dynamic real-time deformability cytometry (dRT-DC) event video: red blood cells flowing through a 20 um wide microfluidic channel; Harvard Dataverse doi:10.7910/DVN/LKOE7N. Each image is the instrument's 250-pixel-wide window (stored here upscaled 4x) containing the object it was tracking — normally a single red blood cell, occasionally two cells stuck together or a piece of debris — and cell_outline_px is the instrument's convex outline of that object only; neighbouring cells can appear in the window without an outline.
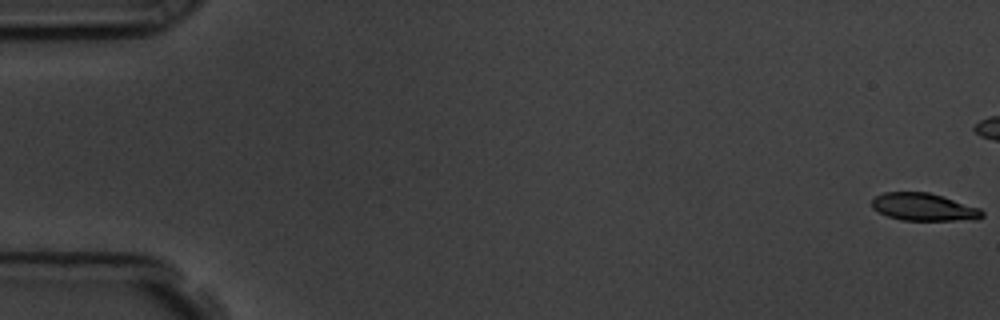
{"species": "common noctule bat (a hibernating species)", "species_latin": "Nyctalus noctula", "temperature_condition": "room temperature", "stored_images_in_passage": 46, "camera_frame_rate_fps": 3000, "um_per_image_px": 0.085, "animal": {"sex": "male", "body_mass_g": 19.5, "forearm_length_mm": 54.6}, "frame": {"image": 1, "passage_image": 1, "time_ms": 0.0, "image_size_px": [1000, 320], "cell_outline_px": [[984, 216], [976, 220], [900, 220], [888, 216], [872, 208], [872, 200], [876, 196], [884, 192], [928, 192], [980, 208], [984, 212]], "centroid_in_image_um": [78.54, 17.6], "position_along_channel_um": 6.5, "area_um2": 17.63}}
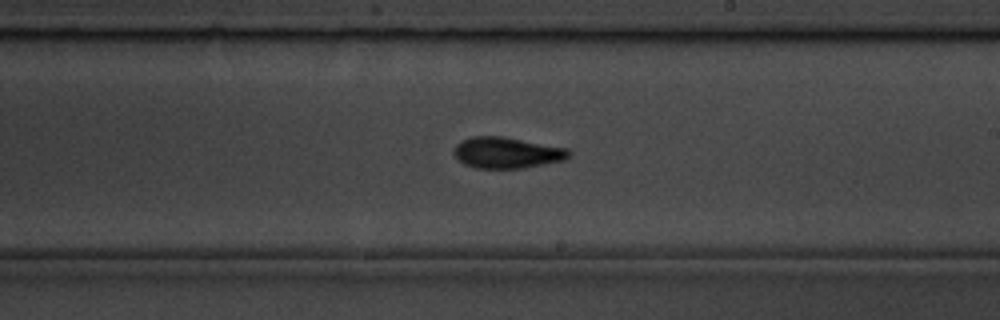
{"frame": {"image": 2, "passage_image": 34, "time_ms": 11.0, "image_size_px": [1000, 320], "cell_outline_px": [[572, 152], [564, 160], [524, 168], [476, 168], [464, 164], [452, 152], [456, 144], [460, 140], [472, 136], [504, 136], [568, 148]], "centroid_in_image_um": [43.07, 12.97], "position_along_channel_um": 245.9, "area_um2": 20.98}}
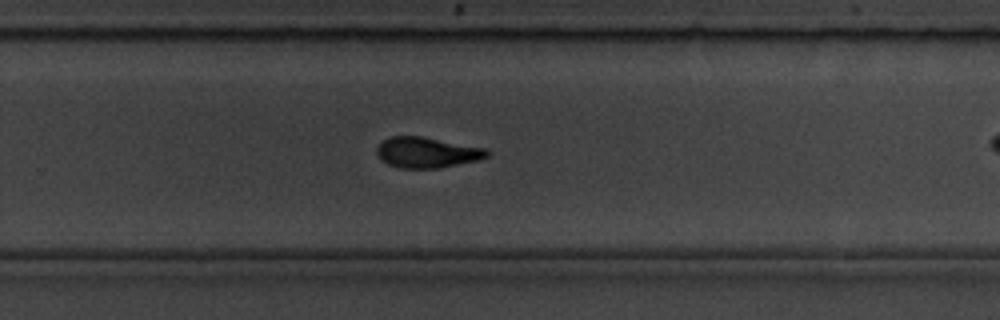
{"frame": {"image": 3, "passage_image": 38, "time_ms": 12.333, "image_size_px": [1000, 320], "cell_outline_px": [[488, 156], [480, 160], [436, 168], [400, 168], [388, 164], [380, 160], [376, 152], [376, 148], [388, 136], [420, 136], [488, 148]], "centroid_in_image_um": [36.28, 12.95], "position_along_channel_um": 293.5, "area_um2": 19.71}}